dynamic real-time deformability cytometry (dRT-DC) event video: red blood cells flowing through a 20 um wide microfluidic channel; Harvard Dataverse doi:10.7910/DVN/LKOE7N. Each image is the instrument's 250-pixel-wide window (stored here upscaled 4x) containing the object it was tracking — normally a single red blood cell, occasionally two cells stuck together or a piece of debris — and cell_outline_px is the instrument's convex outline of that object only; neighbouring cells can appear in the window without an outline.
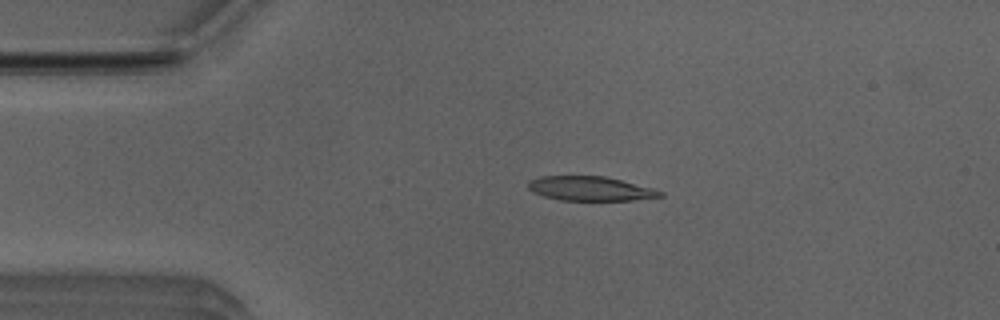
{"species": "Egyptian fruit bat (a non-hibernating species)", "species_latin": "Rousettus aegyptiacus", "temperature_condition": "room temperature", "stored_images_in_passage": 51, "camera_frame_rate_fps": 3000, "um_per_image_px": 0.085, "animal": {"sex": "male"}, "frame": {"image": 1, "passage_image": 10, "time_ms": 3.0, "image_size_px": [1000, 320], "cell_outline_px": [[664, 196], [632, 200], [560, 200], [544, 196], [532, 192], [528, 188], [528, 180], [540, 176], [604, 176], [656, 188], [664, 192]], "centroid_in_image_um": [50.19, 16.02], "position_along_channel_um": 34.8, "area_um2": 18.84}}
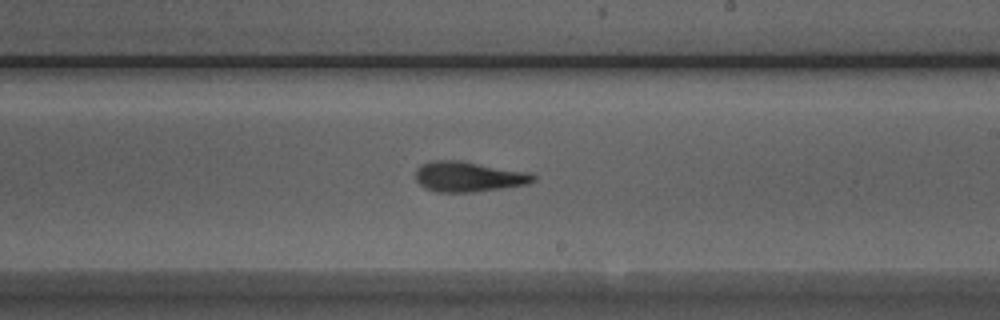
{"frame": {"image": 2, "passage_image": 29, "time_ms": 9.333, "image_size_px": [1000, 320], "cell_outline_px": [[536, 180], [528, 184], [472, 192], [436, 192], [424, 188], [416, 180], [416, 168], [420, 164], [436, 160], [460, 160], [528, 172], [536, 176]], "centroid_in_image_um": [39.8, 15.01], "position_along_channel_um": 249.2, "area_um2": 20.75}}
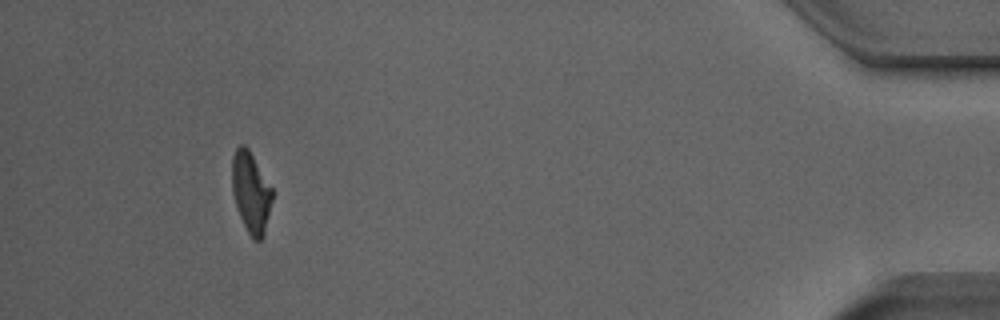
{"frame": {"image": 3, "passage_image": 47, "time_ms": 15.333, "image_size_px": [1000, 320], "cell_outline_px": [[272, 200], [264, 232], [260, 240], [252, 240], [240, 216], [232, 192], [232, 156], [236, 148], [240, 144], [244, 144], [248, 148], [272, 188]], "centroid_in_image_um": [21.31, 16.31], "position_along_channel_um": 413.9, "area_um2": 18.61}, "authors_computed_cell_mechanics": {"area_um2": 20.23, "velocity_mm_per_s": 3.9367, "shape_relaxation_time_tau1_ms": 4.8162, "shape_relaxation_time_tau2_ms": 3.6004, "deformation_change_tau1": 0.1956, "deformation_change_tau2": 0.1321}}